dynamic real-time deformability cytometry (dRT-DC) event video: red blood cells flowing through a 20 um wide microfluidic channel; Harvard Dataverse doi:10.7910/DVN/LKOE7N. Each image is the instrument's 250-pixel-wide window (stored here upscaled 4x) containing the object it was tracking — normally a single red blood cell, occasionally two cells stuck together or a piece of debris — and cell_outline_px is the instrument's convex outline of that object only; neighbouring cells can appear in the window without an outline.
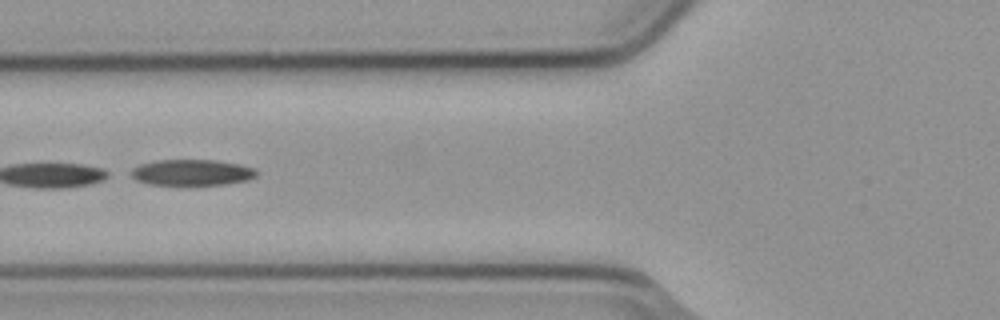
{"species": "common noctule bat (a hibernating species)", "species_latin": "Nyctalus noctula", "temperature_condition": "cold", "stored_images_in_passage": 6, "camera_frame_rate_fps": 3000, "um_per_image_px": 0.085, "animal": {"sex": "male", "body_mass_g": 23.1, "forearm_length_mm": 52.7}, "frame": {"image": 1, "passage_image": 4, "time_ms": 1.0, "image_size_px": [1000, 320], "cell_outline_px": [[256, 176], [248, 180], [224, 184], [184, 188], [152, 184], [136, 180], [132, 176], [132, 168], [140, 164], [160, 160], [216, 160], [240, 164], [256, 168]], "centroid_in_image_um": [16.32, 14.7], "position_along_channel_um": 109.5, "area_um2": 19.77}}
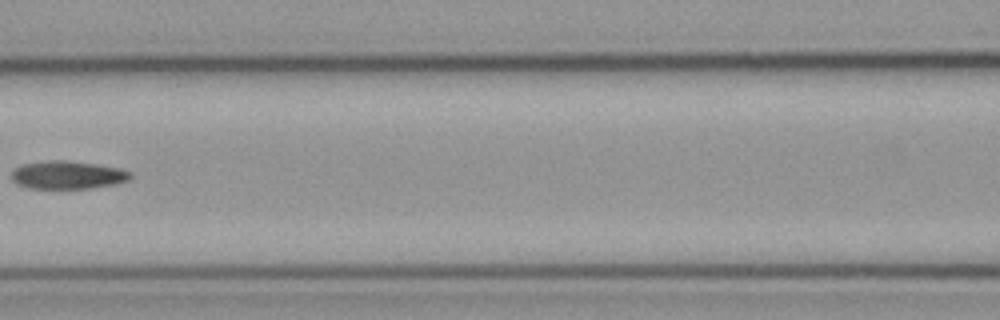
{"frame": {"image": 2, "passage_image": 5, "time_ms": 1.333, "image_size_px": [1000, 320], "cell_outline_px": [[132, 176], [128, 180], [112, 184], [88, 188], [28, 188], [16, 184], [12, 180], [12, 172], [16, 168], [24, 164], [48, 160], [64, 160], [120, 168], [132, 172]], "centroid_in_image_um": [5.73, 14.87], "position_along_channel_um": 160.9, "area_um2": 19.13}}
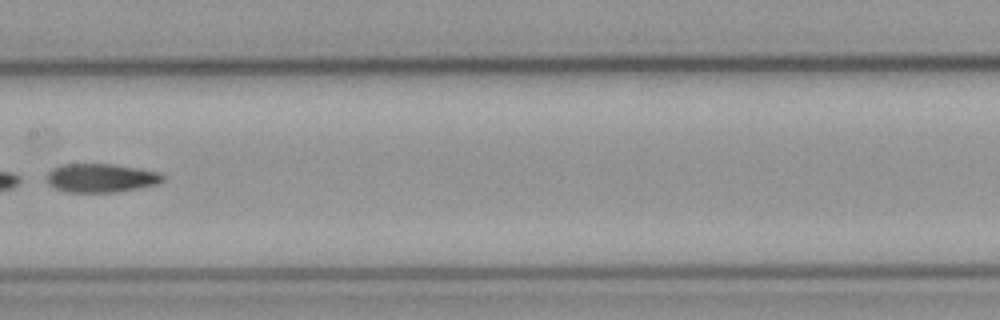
{"frame": {"image": 3, "passage_image": 6, "time_ms": 1.667, "image_size_px": [1000, 320], "cell_outline_px": [[164, 180], [156, 184], [136, 188], [112, 192], [72, 192], [56, 188], [48, 184], [48, 172], [52, 168], [64, 164], [112, 164], [160, 172], [164, 176]], "centroid_in_image_um": [8.58, 15.12], "position_along_channel_um": 198.8, "area_um2": 19.07}}